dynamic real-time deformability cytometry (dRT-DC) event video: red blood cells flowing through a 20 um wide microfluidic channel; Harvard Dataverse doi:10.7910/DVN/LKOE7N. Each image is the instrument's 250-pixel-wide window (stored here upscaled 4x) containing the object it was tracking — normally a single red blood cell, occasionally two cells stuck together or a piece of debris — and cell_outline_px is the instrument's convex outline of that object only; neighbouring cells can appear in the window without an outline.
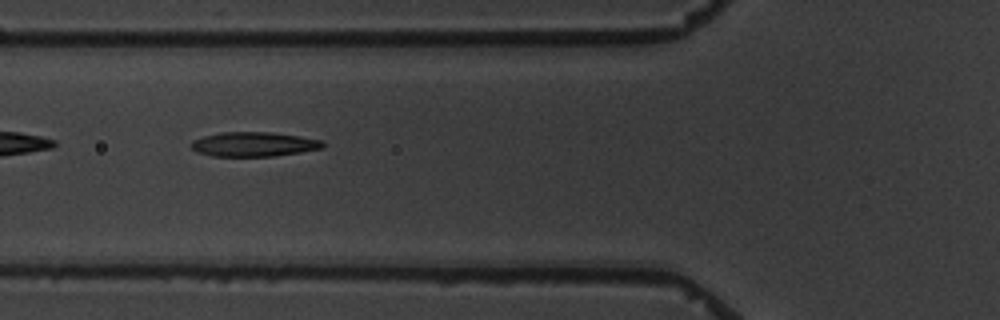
{"species": "common noctule bat (a hibernating species)", "species_latin": "Nyctalus noctula", "temperature_condition": "warm", "stored_images_in_passage": 10, "camera_frame_rate_fps": 3000, "um_per_image_px": 0.085, "animal": {"sex": "male", "body_mass_g": 19.5, "forearm_length_mm": 54.6}, "frame": {"image": 1, "passage_image": 6, "time_ms": 6.333, "image_size_px": [1000, 320], "cell_outline_px": [[324, 148], [300, 152], [272, 156], [212, 156], [196, 152], [188, 144], [192, 140], [204, 136], [220, 132], [268, 132], [324, 140]], "centroid_in_image_um": [21.53, 12.26], "position_along_channel_um": 104.3, "area_um2": 18.79}}
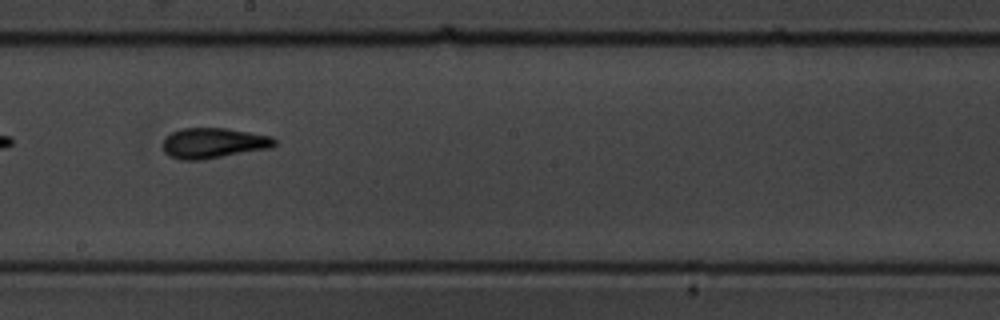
{"frame": {"image": 2, "passage_image": 9, "time_ms": 10.0, "image_size_px": [1000, 320], "cell_outline_px": [[276, 144], [272, 148], [204, 160], [180, 160], [168, 156], [164, 152], [164, 140], [172, 132], [180, 128], [228, 128], [272, 136], [276, 140]], "centroid_in_image_um": [18.17, 12.17], "position_along_channel_um": 230.0, "area_um2": 20.06}}
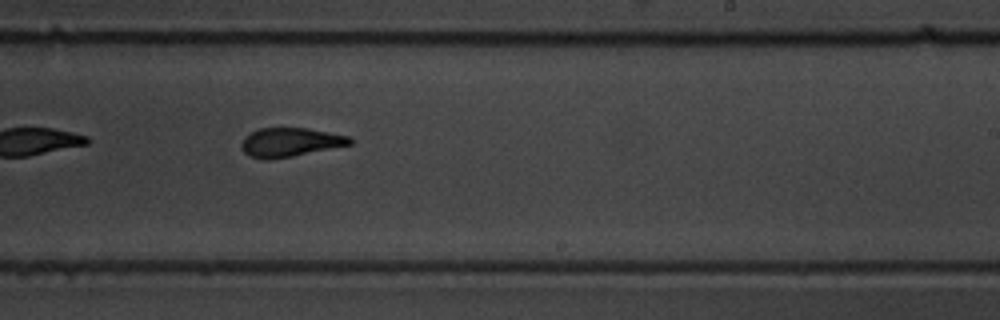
{"frame": {"image": 3, "passage_image": 10, "time_ms": 11.0, "image_size_px": [1000, 320], "cell_outline_px": [[352, 144], [292, 156], [268, 160], [264, 160], [248, 156], [244, 152], [240, 144], [244, 136], [260, 128], [308, 128], [348, 136], [352, 140]], "centroid_in_image_um": [24.61, 12.1], "position_along_channel_um": 264.4, "area_um2": 18.21}}